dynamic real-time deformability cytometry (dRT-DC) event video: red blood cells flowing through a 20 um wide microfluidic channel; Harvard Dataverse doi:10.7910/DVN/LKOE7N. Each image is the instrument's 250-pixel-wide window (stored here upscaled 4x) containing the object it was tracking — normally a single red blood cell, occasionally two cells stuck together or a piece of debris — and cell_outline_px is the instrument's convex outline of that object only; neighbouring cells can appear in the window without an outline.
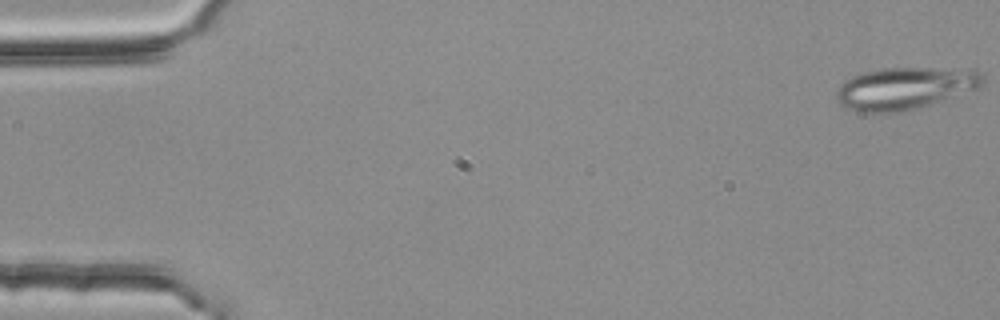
{"species": "common noctule bat (a hibernating species)", "species_latin": "Nyctalus noctula", "temperature_condition": "room temperature", "stored_images_in_passage": 54, "camera_frame_rate_fps": 3000, "um_per_image_px": 0.085, "animal": {"sex": "female", "body_mass_g": 25.1}, "frame": {"image": 1, "passage_image": 1, "time_ms": 0.0, "image_size_px": [1000, 320], "cell_outline_px": [[984, 84], [980, 88], [904, 112], [860, 112], [844, 108], [840, 104], [836, 96], [836, 88], [844, 80], [852, 76], [864, 72], [884, 68], [972, 68], [980, 72], [984, 76]], "centroid_in_image_um": [76.93, 7.49], "position_along_channel_um": 8.1, "area_um2": 36.36}}
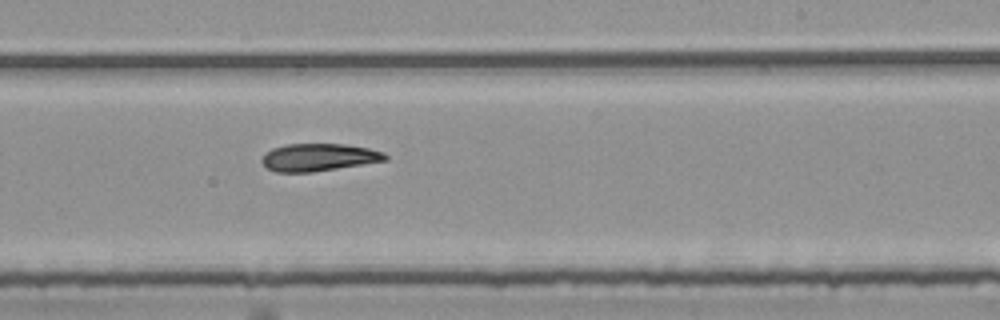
{"frame": {"image": 2, "passage_image": 33, "time_ms": 10.667, "image_size_px": [1000, 320], "cell_outline_px": [[388, 160], [312, 172], [276, 172], [268, 168], [260, 160], [264, 152], [272, 148], [288, 144], [344, 144], [368, 148], [384, 152], [388, 156]], "centroid_in_image_um": [27.07, 13.37], "position_along_channel_um": 261.9, "area_um2": 19.77}}
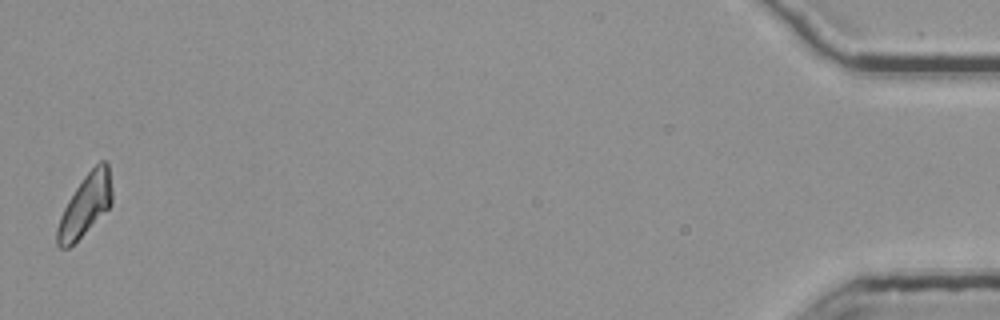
{"frame": {"image": 3, "passage_image": 54, "time_ms": 17.667, "image_size_px": [1000, 320], "cell_outline_px": [[112, 204], [68, 248], [60, 248], [56, 244], [56, 228], [60, 216], [68, 200], [84, 176], [100, 160], [104, 160], [108, 164], [112, 192]], "centroid_in_image_um": [7.23, 17.43], "position_along_channel_um": 428.0, "area_um2": 19.25}}